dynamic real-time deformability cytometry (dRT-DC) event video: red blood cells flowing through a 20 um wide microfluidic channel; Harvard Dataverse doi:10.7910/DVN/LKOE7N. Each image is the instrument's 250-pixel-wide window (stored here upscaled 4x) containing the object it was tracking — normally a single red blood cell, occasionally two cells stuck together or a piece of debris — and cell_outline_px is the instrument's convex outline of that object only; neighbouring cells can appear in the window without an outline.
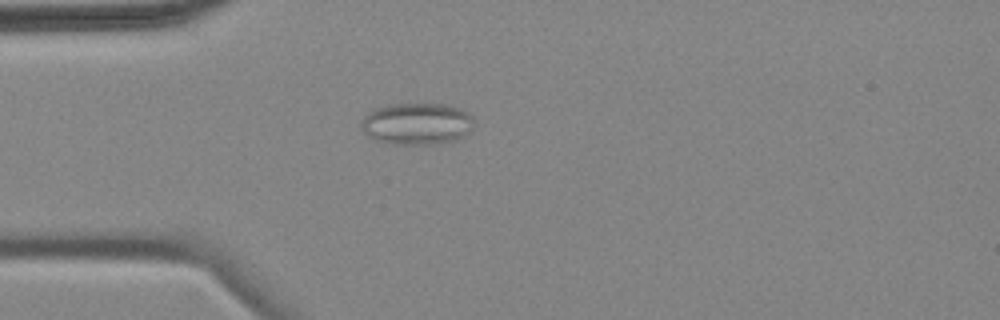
{"species": "common noctule bat (a hibernating species)", "species_latin": "Nyctalus noctula", "temperature_condition": "cold", "stored_images_in_passage": 4, "camera_frame_rate_fps": 3000, "um_per_image_px": 0.085, "animal": {"sex": "female", "body_mass_g": 18.4}, "frame": {"image": 1, "passage_image": 4, "time_ms": 3.333, "image_size_px": [1000, 320], "cell_outline_px": [[472, 132], [464, 136], [452, 140], [428, 144], [392, 144], [376, 140], [368, 136], [360, 128], [360, 124], [364, 116], [368, 112], [376, 108], [392, 104], [444, 104], [460, 108], [468, 112], [472, 116]], "centroid_in_image_um": [35.42, 10.51], "position_along_channel_um": 49.6, "area_um2": 27.46}}